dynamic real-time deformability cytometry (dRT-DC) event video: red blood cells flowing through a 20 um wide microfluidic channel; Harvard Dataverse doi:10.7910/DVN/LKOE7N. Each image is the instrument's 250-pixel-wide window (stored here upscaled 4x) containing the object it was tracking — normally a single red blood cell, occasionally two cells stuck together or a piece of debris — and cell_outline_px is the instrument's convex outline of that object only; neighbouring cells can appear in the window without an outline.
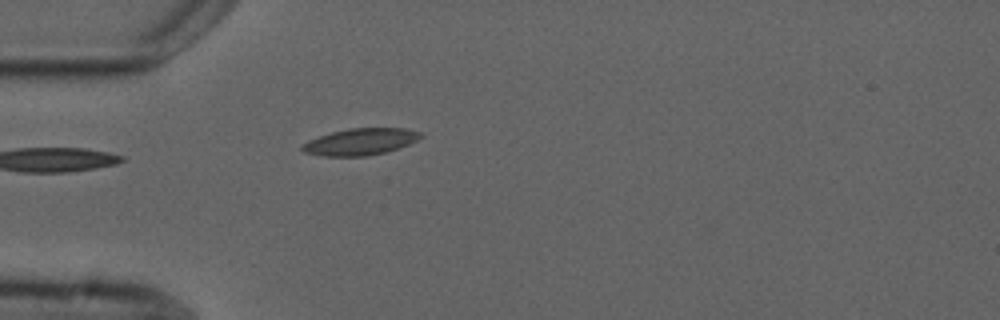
{"species": "common noctule bat (a hibernating species)", "species_latin": "Nyctalus noctula", "temperature_condition": "cold", "stored_images_in_passage": 2, "camera_frame_rate_fps": 3000, "um_per_image_px": 0.085, "animal": {"sex": "male", "forearm_length_mm": 52.5}, "frame": {"image": 1, "passage_image": 2, "time_ms": 1.333, "image_size_px": [1000, 320], "cell_outline_px": [[424, 136], [400, 148], [368, 156], [324, 156], [304, 152], [300, 148], [300, 144], [308, 140], [332, 132], [348, 128], [404, 128], [420, 132]], "centroid_in_image_um": [30.61, 12.05], "position_along_channel_um": 54.4, "area_um2": 18.44}}